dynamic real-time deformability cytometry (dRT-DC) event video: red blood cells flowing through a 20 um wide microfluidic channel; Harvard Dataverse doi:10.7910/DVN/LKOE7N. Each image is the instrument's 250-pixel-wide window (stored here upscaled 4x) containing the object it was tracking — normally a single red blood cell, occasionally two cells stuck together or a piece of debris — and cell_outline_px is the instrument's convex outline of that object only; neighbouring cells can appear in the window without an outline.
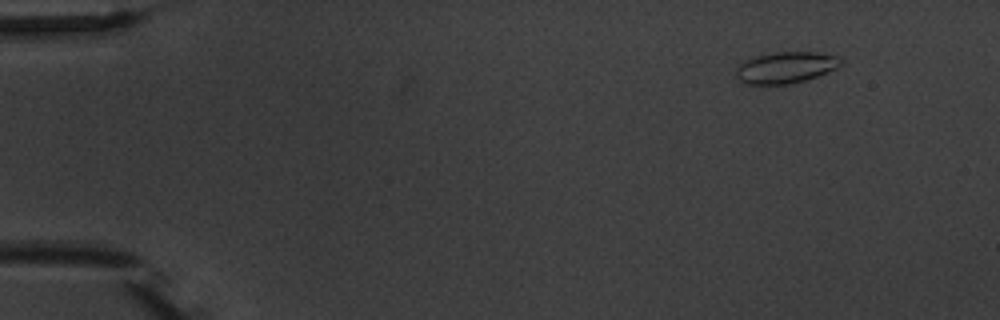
{"species": "common noctule bat (a hibernating species)", "species_latin": "Nyctalus noctula", "temperature_condition": "warm", "stored_images_in_passage": 5, "camera_frame_rate_fps": 3000, "um_per_image_px": 0.085, "animal": {"sex": "male", "body_mass_g": 20.1, "forearm_length_mm": 53.5}, "frame": {"image": 1, "passage_image": 2, "time_ms": 1.0, "image_size_px": [1000, 320], "cell_outline_px": [[844, 64], [836, 68], [816, 76], [804, 80], [788, 84], [744, 84], [736, 76], [736, 68], [744, 60], [752, 56], [776, 52], [816, 52], [840, 56], [844, 60]], "centroid_in_image_um": [66.79, 5.72], "position_along_channel_um": 18.2, "area_um2": 19.31}}
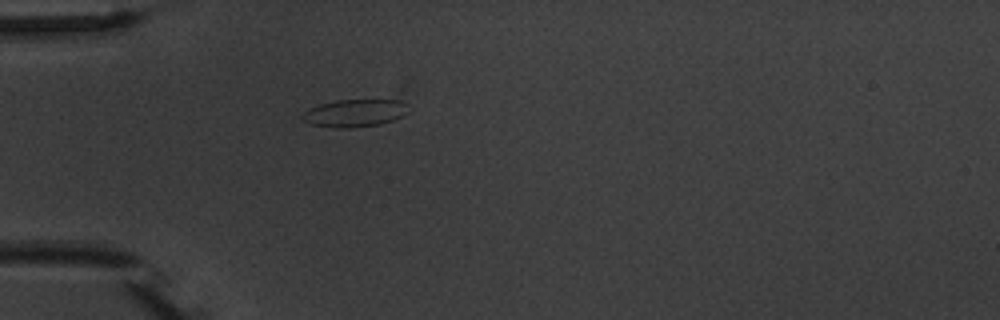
{"frame": {"image": 2, "passage_image": 5, "time_ms": 4.667, "image_size_px": [1000, 320], "cell_outline_px": [[408, 112], [404, 116], [380, 124], [348, 128], [336, 128], [312, 124], [304, 120], [300, 116], [308, 108], [320, 104], [336, 100], [396, 100], [404, 104]], "centroid_in_image_um": [30.11, 9.61], "position_along_channel_um": 54.9, "area_um2": 16.82}}